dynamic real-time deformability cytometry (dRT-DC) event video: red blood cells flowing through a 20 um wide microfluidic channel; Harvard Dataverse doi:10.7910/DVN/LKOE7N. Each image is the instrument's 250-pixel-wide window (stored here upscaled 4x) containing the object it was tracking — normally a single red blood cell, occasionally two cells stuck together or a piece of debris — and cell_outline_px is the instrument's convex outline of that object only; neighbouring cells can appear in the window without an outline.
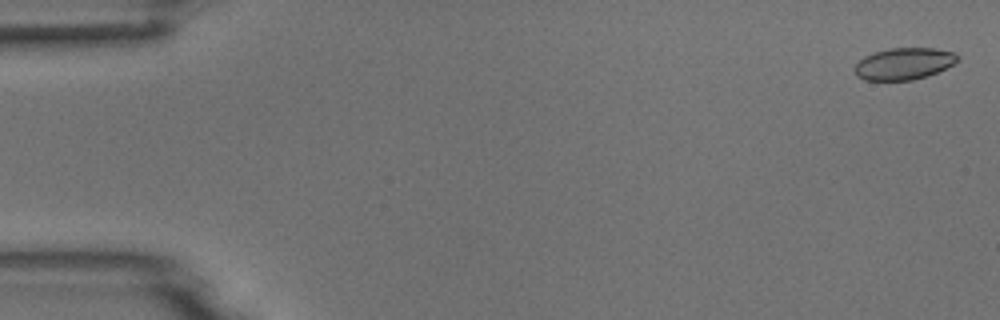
{"species": "common noctule bat (a hibernating species)", "species_latin": "Nyctalus noctula", "temperature_condition": "room temperature", "stored_images_in_passage": 54, "camera_frame_rate_fps": 3000, "um_per_image_px": 0.085, "animal": {"sex": "male", "body_mass_g": 18.8}, "frame": {"image": 1, "passage_image": 2, "time_ms": 0.333, "image_size_px": [1000, 320], "cell_outline_px": [[960, 56], [952, 64], [928, 76], [912, 80], [864, 80], [856, 76], [856, 64], [864, 56], [888, 48], [936, 48], [956, 52]], "centroid_in_image_um": [76.84, 5.41], "position_along_channel_um": 8.2, "area_um2": 18.96}}
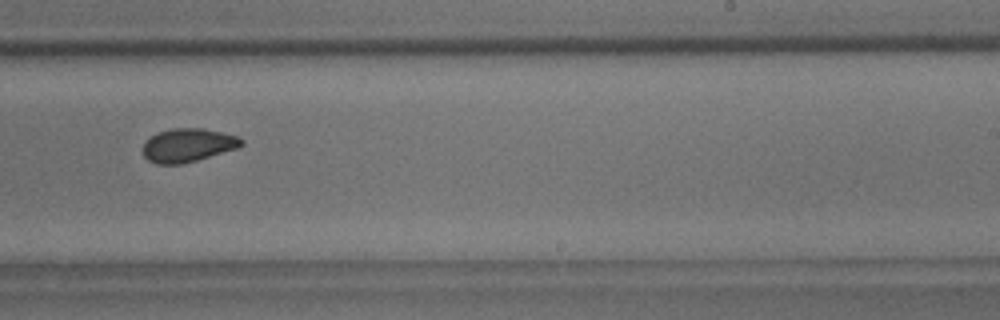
{"frame": {"image": 2, "passage_image": 34, "time_ms": 11.0, "image_size_px": [1000, 320], "cell_outline_px": [[244, 144], [236, 148], [196, 160], [180, 164], [156, 164], [148, 160], [144, 156], [144, 140], [156, 132], [172, 128], [204, 128], [236, 136], [244, 140]], "centroid_in_image_um": [15.93, 12.33], "position_along_channel_um": 273.1, "area_um2": 19.13}}
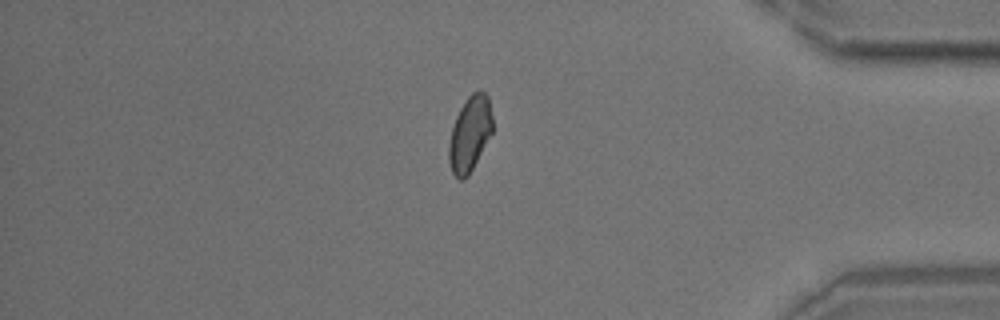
{"frame": {"image": 3, "passage_image": 46, "time_ms": 15.0, "image_size_px": [1000, 320], "cell_outline_px": [[492, 132], [468, 176], [464, 180], [460, 180], [452, 172], [448, 160], [448, 144], [452, 128], [456, 116], [460, 108], [468, 96], [472, 92], [480, 88], [488, 96], [492, 116]], "centroid_in_image_um": [39.93, 11.35], "position_along_channel_um": 395.3, "area_um2": 19.13}}